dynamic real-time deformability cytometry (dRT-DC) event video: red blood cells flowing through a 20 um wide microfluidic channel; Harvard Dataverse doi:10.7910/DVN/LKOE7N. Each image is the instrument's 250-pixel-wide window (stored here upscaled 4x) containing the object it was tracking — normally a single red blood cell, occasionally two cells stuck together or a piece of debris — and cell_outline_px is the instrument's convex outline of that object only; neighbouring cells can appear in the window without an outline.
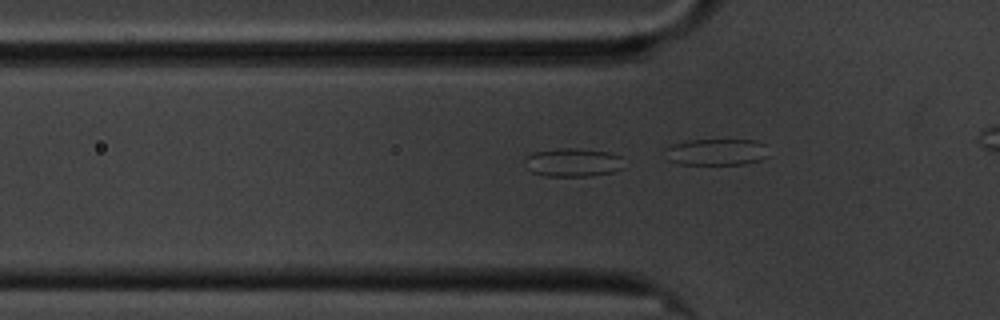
{"species": "common noctule bat (a hibernating species)", "species_latin": "Nyctalus noctula", "temperature_condition": "cold", "stored_images_in_passage": 32, "camera_frame_rate_fps": 3000, "um_per_image_px": 0.085, "animal": {"sex": "male", "body_mass_g": 20.1, "forearm_length_mm": 53.5}, "frame": {"image": 1, "passage_image": 5, "time_ms": 1.333, "image_size_px": [1000, 320], "cell_outline_px": [[624, 168], [616, 172], [592, 176], [544, 176], [532, 172], [524, 168], [524, 156], [532, 152], [556, 148], [576, 148], [612, 152], [620, 156]], "centroid_in_image_um": [48.66, 13.81], "position_along_channel_um": 77.1, "area_um2": 17.05}}
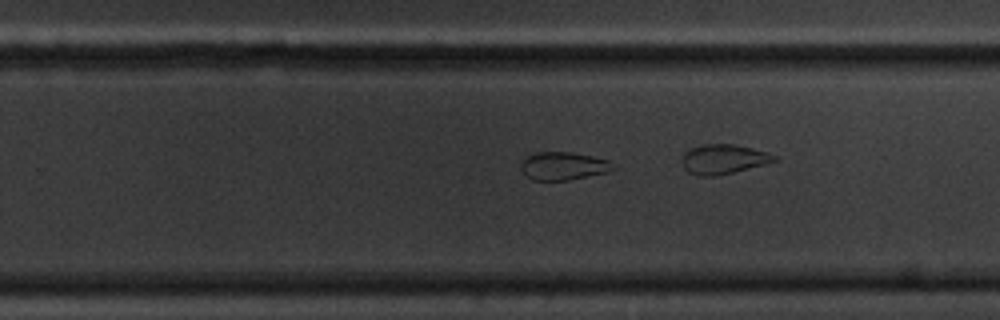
{"frame": {"image": 2, "passage_image": 23, "time_ms": 7.333, "image_size_px": [1000, 320], "cell_outline_px": [[616, 168], [604, 172], [568, 180], [532, 180], [520, 168], [524, 160], [528, 156], [536, 152], [568, 152], [592, 156], [608, 160]], "centroid_in_image_um": [47.87, 14.1], "position_along_channel_um": 281.9, "area_um2": 14.62}}
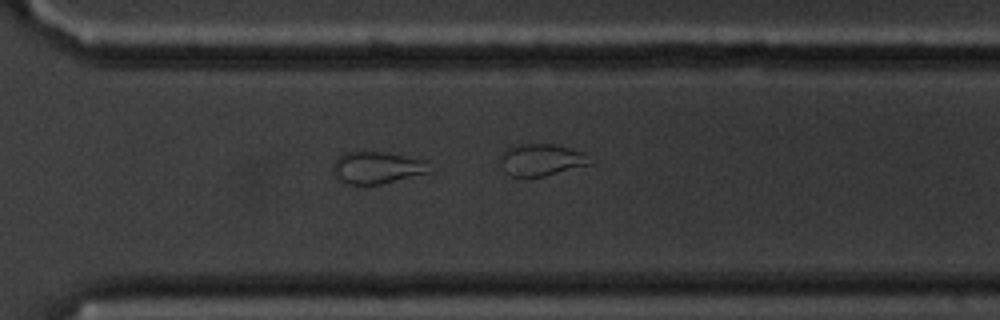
{"frame": {"image": 3, "passage_image": 28, "time_ms": 9.0, "image_size_px": [1000, 320], "cell_outline_px": [[432, 172], [380, 184], [348, 184], [340, 180], [336, 176], [332, 168], [332, 164], [344, 152], [384, 152], [424, 160]], "centroid_in_image_um": [32.03, 14.25], "position_along_channel_um": 338.6, "area_um2": 17.74}, "authors_computed_cell_mechanics": {"area_um2": 15.606, "velocity_mm_per_s": 3.4036, "shape_relaxation_time_tau1_ms": null, "shape_relaxation_time_tau2_ms": 3.0909, "deformation_change_tau1": null, "deformation_change_tau2": 0.0913}}